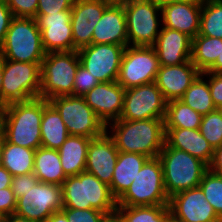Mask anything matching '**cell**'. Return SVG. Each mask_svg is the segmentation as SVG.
<instances>
[{"label": "cell", "mask_w": 222, "mask_h": 222, "mask_svg": "<svg viewBox=\"0 0 222 222\" xmlns=\"http://www.w3.org/2000/svg\"><path fill=\"white\" fill-rule=\"evenodd\" d=\"M43 98L7 104L0 112V134L8 142L29 149L41 147Z\"/></svg>", "instance_id": "6da1fadb"}, {"label": "cell", "mask_w": 222, "mask_h": 222, "mask_svg": "<svg viewBox=\"0 0 222 222\" xmlns=\"http://www.w3.org/2000/svg\"><path fill=\"white\" fill-rule=\"evenodd\" d=\"M110 129V131H109ZM120 152L158 157L165 144L164 119L116 120L106 126Z\"/></svg>", "instance_id": "7a4b0ae2"}, {"label": "cell", "mask_w": 222, "mask_h": 222, "mask_svg": "<svg viewBox=\"0 0 222 222\" xmlns=\"http://www.w3.org/2000/svg\"><path fill=\"white\" fill-rule=\"evenodd\" d=\"M63 208L97 209L109 213L117 209L110 187L93 174L83 171L62 184Z\"/></svg>", "instance_id": "3957f363"}, {"label": "cell", "mask_w": 222, "mask_h": 222, "mask_svg": "<svg viewBox=\"0 0 222 222\" xmlns=\"http://www.w3.org/2000/svg\"><path fill=\"white\" fill-rule=\"evenodd\" d=\"M164 186L169 198L177 192L199 186L208 165L189 153L164 144L159 153Z\"/></svg>", "instance_id": "277c9868"}, {"label": "cell", "mask_w": 222, "mask_h": 222, "mask_svg": "<svg viewBox=\"0 0 222 222\" xmlns=\"http://www.w3.org/2000/svg\"><path fill=\"white\" fill-rule=\"evenodd\" d=\"M45 55L36 19L13 17L0 47V57L11 61L38 63L41 66Z\"/></svg>", "instance_id": "5b68a950"}, {"label": "cell", "mask_w": 222, "mask_h": 222, "mask_svg": "<svg viewBox=\"0 0 222 222\" xmlns=\"http://www.w3.org/2000/svg\"><path fill=\"white\" fill-rule=\"evenodd\" d=\"M79 65L77 50L46 53L40 66L39 97L49 101L54 97L73 95L74 80Z\"/></svg>", "instance_id": "8992f818"}, {"label": "cell", "mask_w": 222, "mask_h": 222, "mask_svg": "<svg viewBox=\"0 0 222 222\" xmlns=\"http://www.w3.org/2000/svg\"><path fill=\"white\" fill-rule=\"evenodd\" d=\"M169 205L159 157L148 158L117 206Z\"/></svg>", "instance_id": "52a82bcc"}, {"label": "cell", "mask_w": 222, "mask_h": 222, "mask_svg": "<svg viewBox=\"0 0 222 222\" xmlns=\"http://www.w3.org/2000/svg\"><path fill=\"white\" fill-rule=\"evenodd\" d=\"M2 110L7 104L39 97L41 72L38 63L2 58Z\"/></svg>", "instance_id": "ba28073f"}, {"label": "cell", "mask_w": 222, "mask_h": 222, "mask_svg": "<svg viewBox=\"0 0 222 222\" xmlns=\"http://www.w3.org/2000/svg\"><path fill=\"white\" fill-rule=\"evenodd\" d=\"M124 9L128 46H153L162 28L161 6L153 0H132Z\"/></svg>", "instance_id": "9c48e42d"}, {"label": "cell", "mask_w": 222, "mask_h": 222, "mask_svg": "<svg viewBox=\"0 0 222 222\" xmlns=\"http://www.w3.org/2000/svg\"><path fill=\"white\" fill-rule=\"evenodd\" d=\"M49 102L59 112L69 135L97 138L106 132L105 124L81 96H58Z\"/></svg>", "instance_id": "30bf717a"}, {"label": "cell", "mask_w": 222, "mask_h": 222, "mask_svg": "<svg viewBox=\"0 0 222 222\" xmlns=\"http://www.w3.org/2000/svg\"><path fill=\"white\" fill-rule=\"evenodd\" d=\"M159 69L153 46H126L117 82L124 89L155 82Z\"/></svg>", "instance_id": "8fae6325"}, {"label": "cell", "mask_w": 222, "mask_h": 222, "mask_svg": "<svg viewBox=\"0 0 222 222\" xmlns=\"http://www.w3.org/2000/svg\"><path fill=\"white\" fill-rule=\"evenodd\" d=\"M62 208V186L38 182L17 199L15 214L35 222H45Z\"/></svg>", "instance_id": "7c38bea8"}, {"label": "cell", "mask_w": 222, "mask_h": 222, "mask_svg": "<svg viewBox=\"0 0 222 222\" xmlns=\"http://www.w3.org/2000/svg\"><path fill=\"white\" fill-rule=\"evenodd\" d=\"M167 101L155 82L126 89L122 120L164 119Z\"/></svg>", "instance_id": "4fadbf2b"}, {"label": "cell", "mask_w": 222, "mask_h": 222, "mask_svg": "<svg viewBox=\"0 0 222 222\" xmlns=\"http://www.w3.org/2000/svg\"><path fill=\"white\" fill-rule=\"evenodd\" d=\"M125 46L91 44L77 50L80 65L99 82L117 81Z\"/></svg>", "instance_id": "5bb4252c"}, {"label": "cell", "mask_w": 222, "mask_h": 222, "mask_svg": "<svg viewBox=\"0 0 222 222\" xmlns=\"http://www.w3.org/2000/svg\"><path fill=\"white\" fill-rule=\"evenodd\" d=\"M170 214L181 222H219L200 186L175 193L169 198Z\"/></svg>", "instance_id": "9a60e30c"}, {"label": "cell", "mask_w": 222, "mask_h": 222, "mask_svg": "<svg viewBox=\"0 0 222 222\" xmlns=\"http://www.w3.org/2000/svg\"><path fill=\"white\" fill-rule=\"evenodd\" d=\"M46 53L77 50L73 45L71 10L54 14L36 15Z\"/></svg>", "instance_id": "2e32d148"}, {"label": "cell", "mask_w": 222, "mask_h": 222, "mask_svg": "<svg viewBox=\"0 0 222 222\" xmlns=\"http://www.w3.org/2000/svg\"><path fill=\"white\" fill-rule=\"evenodd\" d=\"M124 89L117 81L100 82L83 97L99 119L107 126L119 120L124 103Z\"/></svg>", "instance_id": "e0dca14e"}, {"label": "cell", "mask_w": 222, "mask_h": 222, "mask_svg": "<svg viewBox=\"0 0 222 222\" xmlns=\"http://www.w3.org/2000/svg\"><path fill=\"white\" fill-rule=\"evenodd\" d=\"M108 5L102 0H75L71 9L73 45L79 50L92 44L94 27Z\"/></svg>", "instance_id": "ac0fdd59"}, {"label": "cell", "mask_w": 222, "mask_h": 222, "mask_svg": "<svg viewBox=\"0 0 222 222\" xmlns=\"http://www.w3.org/2000/svg\"><path fill=\"white\" fill-rule=\"evenodd\" d=\"M118 152L114 140L107 132L100 137L91 139L88 145L85 171L109 186L112 182Z\"/></svg>", "instance_id": "d6986e66"}, {"label": "cell", "mask_w": 222, "mask_h": 222, "mask_svg": "<svg viewBox=\"0 0 222 222\" xmlns=\"http://www.w3.org/2000/svg\"><path fill=\"white\" fill-rule=\"evenodd\" d=\"M200 74L191 60L179 65L160 66L155 83L167 102L179 100Z\"/></svg>", "instance_id": "ffe728a7"}, {"label": "cell", "mask_w": 222, "mask_h": 222, "mask_svg": "<svg viewBox=\"0 0 222 222\" xmlns=\"http://www.w3.org/2000/svg\"><path fill=\"white\" fill-rule=\"evenodd\" d=\"M153 48L160 66L179 65L191 60L192 38L178 30L162 26Z\"/></svg>", "instance_id": "44dd1931"}, {"label": "cell", "mask_w": 222, "mask_h": 222, "mask_svg": "<svg viewBox=\"0 0 222 222\" xmlns=\"http://www.w3.org/2000/svg\"><path fill=\"white\" fill-rule=\"evenodd\" d=\"M202 1H185L161 6L162 26L178 30L192 39L200 31Z\"/></svg>", "instance_id": "7402d4cb"}, {"label": "cell", "mask_w": 222, "mask_h": 222, "mask_svg": "<svg viewBox=\"0 0 222 222\" xmlns=\"http://www.w3.org/2000/svg\"><path fill=\"white\" fill-rule=\"evenodd\" d=\"M92 44H115L128 46L125 9L122 6H107L92 35Z\"/></svg>", "instance_id": "603a6c76"}, {"label": "cell", "mask_w": 222, "mask_h": 222, "mask_svg": "<svg viewBox=\"0 0 222 222\" xmlns=\"http://www.w3.org/2000/svg\"><path fill=\"white\" fill-rule=\"evenodd\" d=\"M165 144L199 158L207 165L212 161L214 149L199 129L164 128Z\"/></svg>", "instance_id": "cb8c5ba5"}, {"label": "cell", "mask_w": 222, "mask_h": 222, "mask_svg": "<svg viewBox=\"0 0 222 222\" xmlns=\"http://www.w3.org/2000/svg\"><path fill=\"white\" fill-rule=\"evenodd\" d=\"M148 158L144 154L118 152L112 182L109 185L111 193L117 201L129 189Z\"/></svg>", "instance_id": "d4e9b609"}, {"label": "cell", "mask_w": 222, "mask_h": 222, "mask_svg": "<svg viewBox=\"0 0 222 222\" xmlns=\"http://www.w3.org/2000/svg\"><path fill=\"white\" fill-rule=\"evenodd\" d=\"M90 141L91 138L69 135L58 149L61 166L66 177L77 176L85 171Z\"/></svg>", "instance_id": "484cf974"}, {"label": "cell", "mask_w": 222, "mask_h": 222, "mask_svg": "<svg viewBox=\"0 0 222 222\" xmlns=\"http://www.w3.org/2000/svg\"><path fill=\"white\" fill-rule=\"evenodd\" d=\"M69 136L66 125L56 108L43 99L41 120V147L59 149Z\"/></svg>", "instance_id": "4316f807"}, {"label": "cell", "mask_w": 222, "mask_h": 222, "mask_svg": "<svg viewBox=\"0 0 222 222\" xmlns=\"http://www.w3.org/2000/svg\"><path fill=\"white\" fill-rule=\"evenodd\" d=\"M34 175L39 182L62 186L67 179L57 149L39 147L35 150Z\"/></svg>", "instance_id": "83f0119b"}, {"label": "cell", "mask_w": 222, "mask_h": 222, "mask_svg": "<svg viewBox=\"0 0 222 222\" xmlns=\"http://www.w3.org/2000/svg\"><path fill=\"white\" fill-rule=\"evenodd\" d=\"M35 150L8 143L2 137V166L13 177L34 171Z\"/></svg>", "instance_id": "f1b7e54d"}, {"label": "cell", "mask_w": 222, "mask_h": 222, "mask_svg": "<svg viewBox=\"0 0 222 222\" xmlns=\"http://www.w3.org/2000/svg\"><path fill=\"white\" fill-rule=\"evenodd\" d=\"M205 77L207 79H204ZM179 100L202 116L215 111L208 84V72H202Z\"/></svg>", "instance_id": "f546056e"}, {"label": "cell", "mask_w": 222, "mask_h": 222, "mask_svg": "<svg viewBox=\"0 0 222 222\" xmlns=\"http://www.w3.org/2000/svg\"><path fill=\"white\" fill-rule=\"evenodd\" d=\"M221 39L197 35L192 39L191 61L202 73L207 71L220 57Z\"/></svg>", "instance_id": "4dcf8cb0"}, {"label": "cell", "mask_w": 222, "mask_h": 222, "mask_svg": "<svg viewBox=\"0 0 222 222\" xmlns=\"http://www.w3.org/2000/svg\"><path fill=\"white\" fill-rule=\"evenodd\" d=\"M202 115L180 100L167 102L164 128L199 129Z\"/></svg>", "instance_id": "1f68e13d"}, {"label": "cell", "mask_w": 222, "mask_h": 222, "mask_svg": "<svg viewBox=\"0 0 222 222\" xmlns=\"http://www.w3.org/2000/svg\"><path fill=\"white\" fill-rule=\"evenodd\" d=\"M198 35L222 39V0H203Z\"/></svg>", "instance_id": "d6a6232c"}, {"label": "cell", "mask_w": 222, "mask_h": 222, "mask_svg": "<svg viewBox=\"0 0 222 222\" xmlns=\"http://www.w3.org/2000/svg\"><path fill=\"white\" fill-rule=\"evenodd\" d=\"M124 222H165L170 215L169 205L117 206Z\"/></svg>", "instance_id": "836d02e7"}, {"label": "cell", "mask_w": 222, "mask_h": 222, "mask_svg": "<svg viewBox=\"0 0 222 222\" xmlns=\"http://www.w3.org/2000/svg\"><path fill=\"white\" fill-rule=\"evenodd\" d=\"M199 186L204 192L205 199L211 204L216 214L222 218V176L208 169Z\"/></svg>", "instance_id": "e575fe53"}, {"label": "cell", "mask_w": 222, "mask_h": 222, "mask_svg": "<svg viewBox=\"0 0 222 222\" xmlns=\"http://www.w3.org/2000/svg\"><path fill=\"white\" fill-rule=\"evenodd\" d=\"M202 136L213 149L222 145V110L216 109L202 116L200 128Z\"/></svg>", "instance_id": "d590c367"}, {"label": "cell", "mask_w": 222, "mask_h": 222, "mask_svg": "<svg viewBox=\"0 0 222 222\" xmlns=\"http://www.w3.org/2000/svg\"><path fill=\"white\" fill-rule=\"evenodd\" d=\"M98 83L100 82L97 80V78L92 76L91 73L83 66L79 65L74 80L73 96L83 97Z\"/></svg>", "instance_id": "8d00e7d4"}, {"label": "cell", "mask_w": 222, "mask_h": 222, "mask_svg": "<svg viewBox=\"0 0 222 222\" xmlns=\"http://www.w3.org/2000/svg\"><path fill=\"white\" fill-rule=\"evenodd\" d=\"M13 17L36 18L38 0H6Z\"/></svg>", "instance_id": "74e56055"}, {"label": "cell", "mask_w": 222, "mask_h": 222, "mask_svg": "<svg viewBox=\"0 0 222 222\" xmlns=\"http://www.w3.org/2000/svg\"><path fill=\"white\" fill-rule=\"evenodd\" d=\"M68 222H100L105 213L97 209L62 208Z\"/></svg>", "instance_id": "f35d334b"}, {"label": "cell", "mask_w": 222, "mask_h": 222, "mask_svg": "<svg viewBox=\"0 0 222 222\" xmlns=\"http://www.w3.org/2000/svg\"><path fill=\"white\" fill-rule=\"evenodd\" d=\"M75 0H38L36 15L54 14L72 9Z\"/></svg>", "instance_id": "ab89813d"}, {"label": "cell", "mask_w": 222, "mask_h": 222, "mask_svg": "<svg viewBox=\"0 0 222 222\" xmlns=\"http://www.w3.org/2000/svg\"><path fill=\"white\" fill-rule=\"evenodd\" d=\"M39 180L34 175V173H29L25 175L15 176L12 178L11 189L14 193L16 199H19L24 195V192L28 191L30 188L34 187Z\"/></svg>", "instance_id": "60d3db41"}, {"label": "cell", "mask_w": 222, "mask_h": 222, "mask_svg": "<svg viewBox=\"0 0 222 222\" xmlns=\"http://www.w3.org/2000/svg\"><path fill=\"white\" fill-rule=\"evenodd\" d=\"M208 84L214 106L222 110V74L208 72Z\"/></svg>", "instance_id": "b9f144b4"}, {"label": "cell", "mask_w": 222, "mask_h": 222, "mask_svg": "<svg viewBox=\"0 0 222 222\" xmlns=\"http://www.w3.org/2000/svg\"><path fill=\"white\" fill-rule=\"evenodd\" d=\"M17 199L11 189H0V214L5 217L15 213Z\"/></svg>", "instance_id": "7bdbcfd3"}, {"label": "cell", "mask_w": 222, "mask_h": 222, "mask_svg": "<svg viewBox=\"0 0 222 222\" xmlns=\"http://www.w3.org/2000/svg\"><path fill=\"white\" fill-rule=\"evenodd\" d=\"M12 18V12L7 6L6 1L0 2V47L4 43Z\"/></svg>", "instance_id": "ee69618b"}, {"label": "cell", "mask_w": 222, "mask_h": 222, "mask_svg": "<svg viewBox=\"0 0 222 222\" xmlns=\"http://www.w3.org/2000/svg\"><path fill=\"white\" fill-rule=\"evenodd\" d=\"M208 169L222 176V145L214 149V154Z\"/></svg>", "instance_id": "f6af8a7d"}, {"label": "cell", "mask_w": 222, "mask_h": 222, "mask_svg": "<svg viewBox=\"0 0 222 222\" xmlns=\"http://www.w3.org/2000/svg\"><path fill=\"white\" fill-rule=\"evenodd\" d=\"M12 178L11 173L5 167L0 166V189L11 187Z\"/></svg>", "instance_id": "bcb514c9"}, {"label": "cell", "mask_w": 222, "mask_h": 222, "mask_svg": "<svg viewBox=\"0 0 222 222\" xmlns=\"http://www.w3.org/2000/svg\"><path fill=\"white\" fill-rule=\"evenodd\" d=\"M100 222H124L121 214L116 209L112 212L105 213Z\"/></svg>", "instance_id": "7dc6e473"}, {"label": "cell", "mask_w": 222, "mask_h": 222, "mask_svg": "<svg viewBox=\"0 0 222 222\" xmlns=\"http://www.w3.org/2000/svg\"><path fill=\"white\" fill-rule=\"evenodd\" d=\"M206 72H211L214 74H222V39H221L220 57L217 58L215 63Z\"/></svg>", "instance_id": "c3c4849f"}, {"label": "cell", "mask_w": 222, "mask_h": 222, "mask_svg": "<svg viewBox=\"0 0 222 222\" xmlns=\"http://www.w3.org/2000/svg\"><path fill=\"white\" fill-rule=\"evenodd\" d=\"M45 222H68L66 215L62 212L53 213Z\"/></svg>", "instance_id": "681fc988"}, {"label": "cell", "mask_w": 222, "mask_h": 222, "mask_svg": "<svg viewBox=\"0 0 222 222\" xmlns=\"http://www.w3.org/2000/svg\"><path fill=\"white\" fill-rule=\"evenodd\" d=\"M3 222H35V221L29 220L27 218L18 216L17 214L13 213L9 216L3 217Z\"/></svg>", "instance_id": "f907efd6"}, {"label": "cell", "mask_w": 222, "mask_h": 222, "mask_svg": "<svg viewBox=\"0 0 222 222\" xmlns=\"http://www.w3.org/2000/svg\"><path fill=\"white\" fill-rule=\"evenodd\" d=\"M108 6H126L132 0H102Z\"/></svg>", "instance_id": "816d5d0a"}, {"label": "cell", "mask_w": 222, "mask_h": 222, "mask_svg": "<svg viewBox=\"0 0 222 222\" xmlns=\"http://www.w3.org/2000/svg\"><path fill=\"white\" fill-rule=\"evenodd\" d=\"M156 2L159 6H162L164 4H170V3H176V2H185V1H203V0H153Z\"/></svg>", "instance_id": "f5cc1de1"}, {"label": "cell", "mask_w": 222, "mask_h": 222, "mask_svg": "<svg viewBox=\"0 0 222 222\" xmlns=\"http://www.w3.org/2000/svg\"><path fill=\"white\" fill-rule=\"evenodd\" d=\"M2 80H3L2 58L0 57V112L2 111Z\"/></svg>", "instance_id": "db71d44e"}, {"label": "cell", "mask_w": 222, "mask_h": 222, "mask_svg": "<svg viewBox=\"0 0 222 222\" xmlns=\"http://www.w3.org/2000/svg\"><path fill=\"white\" fill-rule=\"evenodd\" d=\"M165 222H181L177 219H175L171 214L167 217V219L165 220Z\"/></svg>", "instance_id": "11a10c76"}, {"label": "cell", "mask_w": 222, "mask_h": 222, "mask_svg": "<svg viewBox=\"0 0 222 222\" xmlns=\"http://www.w3.org/2000/svg\"><path fill=\"white\" fill-rule=\"evenodd\" d=\"M0 166H2V135L0 134Z\"/></svg>", "instance_id": "9f6ffc18"}, {"label": "cell", "mask_w": 222, "mask_h": 222, "mask_svg": "<svg viewBox=\"0 0 222 222\" xmlns=\"http://www.w3.org/2000/svg\"><path fill=\"white\" fill-rule=\"evenodd\" d=\"M0 222H3V216L0 214Z\"/></svg>", "instance_id": "6f0895ef"}]
</instances>
